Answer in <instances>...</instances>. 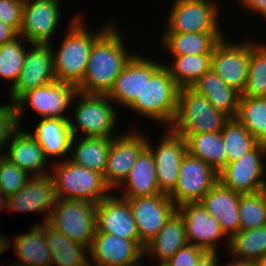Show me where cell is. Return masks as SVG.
I'll list each match as a JSON object with an SVG mask.
<instances>
[{"label": "cell", "instance_id": "cell-53", "mask_svg": "<svg viewBox=\"0 0 266 266\" xmlns=\"http://www.w3.org/2000/svg\"><path fill=\"white\" fill-rule=\"evenodd\" d=\"M155 266H170V264L166 261H158Z\"/></svg>", "mask_w": 266, "mask_h": 266}, {"label": "cell", "instance_id": "cell-17", "mask_svg": "<svg viewBox=\"0 0 266 266\" xmlns=\"http://www.w3.org/2000/svg\"><path fill=\"white\" fill-rule=\"evenodd\" d=\"M136 223L139 241L146 246L177 210L165 193L127 199Z\"/></svg>", "mask_w": 266, "mask_h": 266}, {"label": "cell", "instance_id": "cell-27", "mask_svg": "<svg viewBox=\"0 0 266 266\" xmlns=\"http://www.w3.org/2000/svg\"><path fill=\"white\" fill-rule=\"evenodd\" d=\"M18 261L11 266H50L51 254L45 238V222L31 226L28 233L14 237Z\"/></svg>", "mask_w": 266, "mask_h": 266}, {"label": "cell", "instance_id": "cell-10", "mask_svg": "<svg viewBox=\"0 0 266 266\" xmlns=\"http://www.w3.org/2000/svg\"><path fill=\"white\" fill-rule=\"evenodd\" d=\"M218 181L219 173L214 168L187 152L180 164L177 184L168 196L176 207L200 202Z\"/></svg>", "mask_w": 266, "mask_h": 266}, {"label": "cell", "instance_id": "cell-29", "mask_svg": "<svg viewBox=\"0 0 266 266\" xmlns=\"http://www.w3.org/2000/svg\"><path fill=\"white\" fill-rule=\"evenodd\" d=\"M187 243L183 217L175 211L144 247V254L155 256L157 261L168 262Z\"/></svg>", "mask_w": 266, "mask_h": 266}, {"label": "cell", "instance_id": "cell-9", "mask_svg": "<svg viewBox=\"0 0 266 266\" xmlns=\"http://www.w3.org/2000/svg\"><path fill=\"white\" fill-rule=\"evenodd\" d=\"M76 92L77 88L72 84L56 80L25 92L14 102L19 127L27 105L42 118L69 119L65 111L75 101Z\"/></svg>", "mask_w": 266, "mask_h": 266}, {"label": "cell", "instance_id": "cell-39", "mask_svg": "<svg viewBox=\"0 0 266 266\" xmlns=\"http://www.w3.org/2000/svg\"><path fill=\"white\" fill-rule=\"evenodd\" d=\"M22 39L25 38L19 35L0 46V77L12 82V86L17 81L24 64L26 48L24 43H21Z\"/></svg>", "mask_w": 266, "mask_h": 266}, {"label": "cell", "instance_id": "cell-4", "mask_svg": "<svg viewBox=\"0 0 266 266\" xmlns=\"http://www.w3.org/2000/svg\"><path fill=\"white\" fill-rule=\"evenodd\" d=\"M52 171L49 173L54 182L56 198L97 204L112 192L102 174L75 164L69 159L57 163L55 161Z\"/></svg>", "mask_w": 266, "mask_h": 266}, {"label": "cell", "instance_id": "cell-51", "mask_svg": "<svg viewBox=\"0 0 266 266\" xmlns=\"http://www.w3.org/2000/svg\"><path fill=\"white\" fill-rule=\"evenodd\" d=\"M259 192L262 195L263 200L266 204V180H264L263 184L261 185Z\"/></svg>", "mask_w": 266, "mask_h": 266}, {"label": "cell", "instance_id": "cell-25", "mask_svg": "<svg viewBox=\"0 0 266 266\" xmlns=\"http://www.w3.org/2000/svg\"><path fill=\"white\" fill-rule=\"evenodd\" d=\"M118 187L122 188L121 197L125 199L161 194L154 157L147 147L139 153L127 177Z\"/></svg>", "mask_w": 266, "mask_h": 266}, {"label": "cell", "instance_id": "cell-18", "mask_svg": "<svg viewBox=\"0 0 266 266\" xmlns=\"http://www.w3.org/2000/svg\"><path fill=\"white\" fill-rule=\"evenodd\" d=\"M176 211L183 217L188 243L206 252H218L217 242L227 236L219 221L206 211L201 202L184 203Z\"/></svg>", "mask_w": 266, "mask_h": 266}, {"label": "cell", "instance_id": "cell-49", "mask_svg": "<svg viewBox=\"0 0 266 266\" xmlns=\"http://www.w3.org/2000/svg\"><path fill=\"white\" fill-rule=\"evenodd\" d=\"M8 237H4L2 236V234H0V256L2 255V253H4L6 250H8V248H10V239H7Z\"/></svg>", "mask_w": 266, "mask_h": 266}, {"label": "cell", "instance_id": "cell-24", "mask_svg": "<svg viewBox=\"0 0 266 266\" xmlns=\"http://www.w3.org/2000/svg\"><path fill=\"white\" fill-rule=\"evenodd\" d=\"M25 128L20 127L11 136L8 151L3 155L31 176L50 174L45 170L49 159L41 146Z\"/></svg>", "mask_w": 266, "mask_h": 266}, {"label": "cell", "instance_id": "cell-50", "mask_svg": "<svg viewBox=\"0 0 266 266\" xmlns=\"http://www.w3.org/2000/svg\"><path fill=\"white\" fill-rule=\"evenodd\" d=\"M7 202H8V197L3 193V191L0 189V211L1 208L4 210V208H7ZM4 207V208H3Z\"/></svg>", "mask_w": 266, "mask_h": 266}, {"label": "cell", "instance_id": "cell-22", "mask_svg": "<svg viewBox=\"0 0 266 266\" xmlns=\"http://www.w3.org/2000/svg\"><path fill=\"white\" fill-rule=\"evenodd\" d=\"M56 201L55 186L50 174L31 176L24 186L8 197L7 209L17 212L46 213L47 222Z\"/></svg>", "mask_w": 266, "mask_h": 266}, {"label": "cell", "instance_id": "cell-45", "mask_svg": "<svg viewBox=\"0 0 266 266\" xmlns=\"http://www.w3.org/2000/svg\"><path fill=\"white\" fill-rule=\"evenodd\" d=\"M242 4L241 7L245 8V10L249 9L252 12H259V14L264 15L266 18V0H240Z\"/></svg>", "mask_w": 266, "mask_h": 266}, {"label": "cell", "instance_id": "cell-26", "mask_svg": "<svg viewBox=\"0 0 266 266\" xmlns=\"http://www.w3.org/2000/svg\"><path fill=\"white\" fill-rule=\"evenodd\" d=\"M34 140L41 146L45 156L67 157L70 153L71 140L73 138L68 119L42 118L38 122L34 132L28 131Z\"/></svg>", "mask_w": 266, "mask_h": 266}, {"label": "cell", "instance_id": "cell-48", "mask_svg": "<svg viewBox=\"0 0 266 266\" xmlns=\"http://www.w3.org/2000/svg\"><path fill=\"white\" fill-rule=\"evenodd\" d=\"M220 266V264L218 265ZM225 266H257L255 262L234 258Z\"/></svg>", "mask_w": 266, "mask_h": 266}, {"label": "cell", "instance_id": "cell-30", "mask_svg": "<svg viewBox=\"0 0 266 266\" xmlns=\"http://www.w3.org/2000/svg\"><path fill=\"white\" fill-rule=\"evenodd\" d=\"M77 139L73 137L71 140L72 153L68 159L104 175L113 137H82L78 142Z\"/></svg>", "mask_w": 266, "mask_h": 266}, {"label": "cell", "instance_id": "cell-16", "mask_svg": "<svg viewBox=\"0 0 266 266\" xmlns=\"http://www.w3.org/2000/svg\"><path fill=\"white\" fill-rule=\"evenodd\" d=\"M147 139L144 134L137 131H129L113 137L109 149L104 181L106 185L115 191L125 180L139 153L146 147Z\"/></svg>", "mask_w": 266, "mask_h": 266}, {"label": "cell", "instance_id": "cell-3", "mask_svg": "<svg viewBox=\"0 0 266 266\" xmlns=\"http://www.w3.org/2000/svg\"><path fill=\"white\" fill-rule=\"evenodd\" d=\"M179 89L162 64L145 80L140 97L128 109L170 128L177 114Z\"/></svg>", "mask_w": 266, "mask_h": 266}, {"label": "cell", "instance_id": "cell-31", "mask_svg": "<svg viewBox=\"0 0 266 266\" xmlns=\"http://www.w3.org/2000/svg\"><path fill=\"white\" fill-rule=\"evenodd\" d=\"M45 238L51 254L50 266H90L87 257L89 248L70 240L47 222Z\"/></svg>", "mask_w": 266, "mask_h": 266}, {"label": "cell", "instance_id": "cell-41", "mask_svg": "<svg viewBox=\"0 0 266 266\" xmlns=\"http://www.w3.org/2000/svg\"><path fill=\"white\" fill-rule=\"evenodd\" d=\"M30 177L25 170L0 155V189L7 197L17 193Z\"/></svg>", "mask_w": 266, "mask_h": 266}, {"label": "cell", "instance_id": "cell-46", "mask_svg": "<svg viewBox=\"0 0 266 266\" xmlns=\"http://www.w3.org/2000/svg\"><path fill=\"white\" fill-rule=\"evenodd\" d=\"M18 36L19 34L14 28L0 21V46L14 40Z\"/></svg>", "mask_w": 266, "mask_h": 266}, {"label": "cell", "instance_id": "cell-36", "mask_svg": "<svg viewBox=\"0 0 266 266\" xmlns=\"http://www.w3.org/2000/svg\"><path fill=\"white\" fill-rule=\"evenodd\" d=\"M235 118L259 143L266 144V97L241 96Z\"/></svg>", "mask_w": 266, "mask_h": 266}, {"label": "cell", "instance_id": "cell-54", "mask_svg": "<svg viewBox=\"0 0 266 266\" xmlns=\"http://www.w3.org/2000/svg\"><path fill=\"white\" fill-rule=\"evenodd\" d=\"M131 266H142V264H141V260H140L139 262H137V263L131 265Z\"/></svg>", "mask_w": 266, "mask_h": 266}, {"label": "cell", "instance_id": "cell-37", "mask_svg": "<svg viewBox=\"0 0 266 266\" xmlns=\"http://www.w3.org/2000/svg\"><path fill=\"white\" fill-rule=\"evenodd\" d=\"M221 135L226 149V165L237 161L259 143L236 118L225 123Z\"/></svg>", "mask_w": 266, "mask_h": 266}, {"label": "cell", "instance_id": "cell-23", "mask_svg": "<svg viewBox=\"0 0 266 266\" xmlns=\"http://www.w3.org/2000/svg\"><path fill=\"white\" fill-rule=\"evenodd\" d=\"M240 193L234 192L218 181L202 198L201 204L206 211L214 216L229 239L240 230L239 198Z\"/></svg>", "mask_w": 266, "mask_h": 266}, {"label": "cell", "instance_id": "cell-40", "mask_svg": "<svg viewBox=\"0 0 266 266\" xmlns=\"http://www.w3.org/2000/svg\"><path fill=\"white\" fill-rule=\"evenodd\" d=\"M240 230L266 225V204L260 192L241 194L239 198Z\"/></svg>", "mask_w": 266, "mask_h": 266}, {"label": "cell", "instance_id": "cell-6", "mask_svg": "<svg viewBox=\"0 0 266 266\" xmlns=\"http://www.w3.org/2000/svg\"><path fill=\"white\" fill-rule=\"evenodd\" d=\"M229 119L206 97L191 87H185L178 91L177 114L170 128L177 134L213 133L221 131Z\"/></svg>", "mask_w": 266, "mask_h": 266}, {"label": "cell", "instance_id": "cell-21", "mask_svg": "<svg viewBox=\"0 0 266 266\" xmlns=\"http://www.w3.org/2000/svg\"><path fill=\"white\" fill-rule=\"evenodd\" d=\"M161 65L158 61L135 54L115 79L107 96L114 103L129 108L140 97L145 80Z\"/></svg>", "mask_w": 266, "mask_h": 266}, {"label": "cell", "instance_id": "cell-8", "mask_svg": "<svg viewBox=\"0 0 266 266\" xmlns=\"http://www.w3.org/2000/svg\"><path fill=\"white\" fill-rule=\"evenodd\" d=\"M213 0H179L172 3L164 33H224L219 25V4Z\"/></svg>", "mask_w": 266, "mask_h": 266}, {"label": "cell", "instance_id": "cell-19", "mask_svg": "<svg viewBox=\"0 0 266 266\" xmlns=\"http://www.w3.org/2000/svg\"><path fill=\"white\" fill-rule=\"evenodd\" d=\"M96 232L135 241L143 250L128 200L110 193L96 204Z\"/></svg>", "mask_w": 266, "mask_h": 266}, {"label": "cell", "instance_id": "cell-2", "mask_svg": "<svg viewBox=\"0 0 266 266\" xmlns=\"http://www.w3.org/2000/svg\"><path fill=\"white\" fill-rule=\"evenodd\" d=\"M83 19L80 15L72 18L60 47L56 52L52 49L55 80L72 84L76 88L85 75L93 43L113 22H107L99 30L89 32Z\"/></svg>", "mask_w": 266, "mask_h": 266}, {"label": "cell", "instance_id": "cell-7", "mask_svg": "<svg viewBox=\"0 0 266 266\" xmlns=\"http://www.w3.org/2000/svg\"><path fill=\"white\" fill-rule=\"evenodd\" d=\"M47 223L70 240L90 247L96 233V204L56 198Z\"/></svg>", "mask_w": 266, "mask_h": 266}, {"label": "cell", "instance_id": "cell-14", "mask_svg": "<svg viewBox=\"0 0 266 266\" xmlns=\"http://www.w3.org/2000/svg\"><path fill=\"white\" fill-rule=\"evenodd\" d=\"M167 130L156 148H153L148 140L146 147L154 157L159 190L161 193L169 195L177 184L180 164L187 153V143L171 128H167Z\"/></svg>", "mask_w": 266, "mask_h": 266}, {"label": "cell", "instance_id": "cell-15", "mask_svg": "<svg viewBox=\"0 0 266 266\" xmlns=\"http://www.w3.org/2000/svg\"><path fill=\"white\" fill-rule=\"evenodd\" d=\"M21 73L9 89L11 103L25 92L55 81L52 44H30Z\"/></svg>", "mask_w": 266, "mask_h": 266}, {"label": "cell", "instance_id": "cell-34", "mask_svg": "<svg viewBox=\"0 0 266 266\" xmlns=\"http://www.w3.org/2000/svg\"><path fill=\"white\" fill-rule=\"evenodd\" d=\"M172 57V65L165 67L179 88L192 87L203 74L211 70L212 54Z\"/></svg>", "mask_w": 266, "mask_h": 266}, {"label": "cell", "instance_id": "cell-52", "mask_svg": "<svg viewBox=\"0 0 266 266\" xmlns=\"http://www.w3.org/2000/svg\"><path fill=\"white\" fill-rule=\"evenodd\" d=\"M256 264L257 266H266V255L263 256Z\"/></svg>", "mask_w": 266, "mask_h": 266}, {"label": "cell", "instance_id": "cell-13", "mask_svg": "<svg viewBox=\"0 0 266 266\" xmlns=\"http://www.w3.org/2000/svg\"><path fill=\"white\" fill-rule=\"evenodd\" d=\"M60 0H24L19 35L28 44H50L61 16Z\"/></svg>", "mask_w": 266, "mask_h": 266}, {"label": "cell", "instance_id": "cell-32", "mask_svg": "<svg viewBox=\"0 0 266 266\" xmlns=\"http://www.w3.org/2000/svg\"><path fill=\"white\" fill-rule=\"evenodd\" d=\"M224 33H164L163 47L171 56L212 54L214 46L225 37Z\"/></svg>", "mask_w": 266, "mask_h": 266}, {"label": "cell", "instance_id": "cell-28", "mask_svg": "<svg viewBox=\"0 0 266 266\" xmlns=\"http://www.w3.org/2000/svg\"><path fill=\"white\" fill-rule=\"evenodd\" d=\"M208 102L230 118H235L241 93L228 86L212 69L203 74L191 87Z\"/></svg>", "mask_w": 266, "mask_h": 266}, {"label": "cell", "instance_id": "cell-20", "mask_svg": "<svg viewBox=\"0 0 266 266\" xmlns=\"http://www.w3.org/2000/svg\"><path fill=\"white\" fill-rule=\"evenodd\" d=\"M90 266H128L142 260L144 250L133 240L96 232L89 247Z\"/></svg>", "mask_w": 266, "mask_h": 266}, {"label": "cell", "instance_id": "cell-43", "mask_svg": "<svg viewBox=\"0 0 266 266\" xmlns=\"http://www.w3.org/2000/svg\"><path fill=\"white\" fill-rule=\"evenodd\" d=\"M24 0H0V21L18 33L21 25Z\"/></svg>", "mask_w": 266, "mask_h": 266}, {"label": "cell", "instance_id": "cell-1", "mask_svg": "<svg viewBox=\"0 0 266 266\" xmlns=\"http://www.w3.org/2000/svg\"><path fill=\"white\" fill-rule=\"evenodd\" d=\"M122 34L112 23L93 43L85 75L77 91L107 95L115 79L135 54H129Z\"/></svg>", "mask_w": 266, "mask_h": 266}, {"label": "cell", "instance_id": "cell-38", "mask_svg": "<svg viewBox=\"0 0 266 266\" xmlns=\"http://www.w3.org/2000/svg\"><path fill=\"white\" fill-rule=\"evenodd\" d=\"M253 42L250 41L248 78L241 96L266 97V45Z\"/></svg>", "mask_w": 266, "mask_h": 266}, {"label": "cell", "instance_id": "cell-33", "mask_svg": "<svg viewBox=\"0 0 266 266\" xmlns=\"http://www.w3.org/2000/svg\"><path fill=\"white\" fill-rule=\"evenodd\" d=\"M179 135L186 140L190 155L209 164L218 173L226 166V149L221 131Z\"/></svg>", "mask_w": 266, "mask_h": 266}, {"label": "cell", "instance_id": "cell-42", "mask_svg": "<svg viewBox=\"0 0 266 266\" xmlns=\"http://www.w3.org/2000/svg\"><path fill=\"white\" fill-rule=\"evenodd\" d=\"M19 128L14 103L0 105V152L10 142L11 136ZM0 153V155H1Z\"/></svg>", "mask_w": 266, "mask_h": 266}, {"label": "cell", "instance_id": "cell-47", "mask_svg": "<svg viewBox=\"0 0 266 266\" xmlns=\"http://www.w3.org/2000/svg\"><path fill=\"white\" fill-rule=\"evenodd\" d=\"M218 252H205L197 261L196 266H218L219 264Z\"/></svg>", "mask_w": 266, "mask_h": 266}, {"label": "cell", "instance_id": "cell-11", "mask_svg": "<svg viewBox=\"0 0 266 266\" xmlns=\"http://www.w3.org/2000/svg\"><path fill=\"white\" fill-rule=\"evenodd\" d=\"M265 155L266 144L258 143L237 161L228 163L219 172V181L240 194L258 192L265 180L266 166L262 159Z\"/></svg>", "mask_w": 266, "mask_h": 266}, {"label": "cell", "instance_id": "cell-12", "mask_svg": "<svg viewBox=\"0 0 266 266\" xmlns=\"http://www.w3.org/2000/svg\"><path fill=\"white\" fill-rule=\"evenodd\" d=\"M250 42H230L226 37L221 39L212 50L211 69L230 87L241 94L248 78Z\"/></svg>", "mask_w": 266, "mask_h": 266}, {"label": "cell", "instance_id": "cell-35", "mask_svg": "<svg viewBox=\"0 0 266 266\" xmlns=\"http://www.w3.org/2000/svg\"><path fill=\"white\" fill-rule=\"evenodd\" d=\"M233 258L257 263L266 255V225L239 230L229 239L228 249Z\"/></svg>", "mask_w": 266, "mask_h": 266}, {"label": "cell", "instance_id": "cell-44", "mask_svg": "<svg viewBox=\"0 0 266 266\" xmlns=\"http://www.w3.org/2000/svg\"><path fill=\"white\" fill-rule=\"evenodd\" d=\"M205 252L204 249L187 243L175 253L168 263L170 266H196L197 261Z\"/></svg>", "mask_w": 266, "mask_h": 266}, {"label": "cell", "instance_id": "cell-5", "mask_svg": "<svg viewBox=\"0 0 266 266\" xmlns=\"http://www.w3.org/2000/svg\"><path fill=\"white\" fill-rule=\"evenodd\" d=\"M77 103L74 117H69V127L73 137L82 132L84 137H116L113 134L117 124L115 104L107 95L75 93ZM114 135V136H113Z\"/></svg>", "mask_w": 266, "mask_h": 266}]
</instances>
